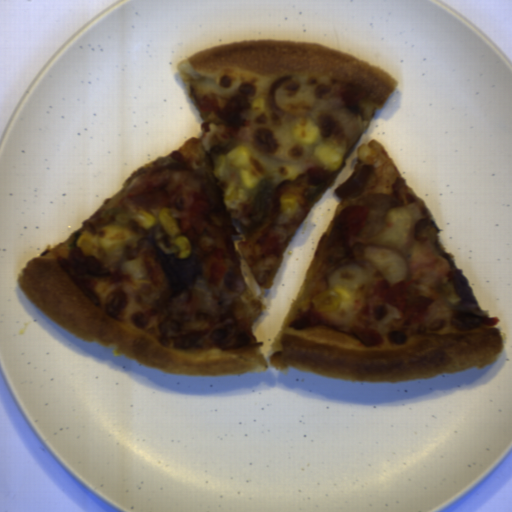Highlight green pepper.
Segmentation results:
<instances>
[{"label": "green pepper", "instance_id": "372bd49c", "mask_svg": "<svg viewBox=\"0 0 512 512\" xmlns=\"http://www.w3.org/2000/svg\"><path fill=\"white\" fill-rule=\"evenodd\" d=\"M275 189L273 182L269 179L263 178L258 181L256 187L249 190L248 198L251 201L254 215L253 221L249 224H243L241 222L240 231L243 233L245 239L250 238L265 225L269 218L270 208L268 201L273 195Z\"/></svg>", "mask_w": 512, "mask_h": 512}, {"label": "green pepper", "instance_id": "c4517986", "mask_svg": "<svg viewBox=\"0 0 512 512\" xmlns=\"http://www.w3.org/2000/svg\"><path fill=\"white\" fill-rule=\"evenodd\" d=\"M114 213H116V216H115L116 223H120L123 225L128 222V220H129L128 213L120 207H116V208L109 209V210H104V212L101 216H102V218H104V217H107Z\"/></svg>", "mask_w": 512, "mask_h": 512}, {"label": "green pepper", "instance_id": "57f89d1c", "mask_svg": "<svg viewBox=\"0 0 512 512\" xmlns=\"http://www.w3.org/2000/svg\"><path fill=\"white\" fill-rule=\"evenodd\" d=\"M81 233H79L78 231L74 233V238L73 240L70 242V244L68 245V248L70 249H74L76 247H79L78 246V241L79 239L81 238Z\"/></svg>", "mask_w": 512, "mask_h": 512}]
</instances>
